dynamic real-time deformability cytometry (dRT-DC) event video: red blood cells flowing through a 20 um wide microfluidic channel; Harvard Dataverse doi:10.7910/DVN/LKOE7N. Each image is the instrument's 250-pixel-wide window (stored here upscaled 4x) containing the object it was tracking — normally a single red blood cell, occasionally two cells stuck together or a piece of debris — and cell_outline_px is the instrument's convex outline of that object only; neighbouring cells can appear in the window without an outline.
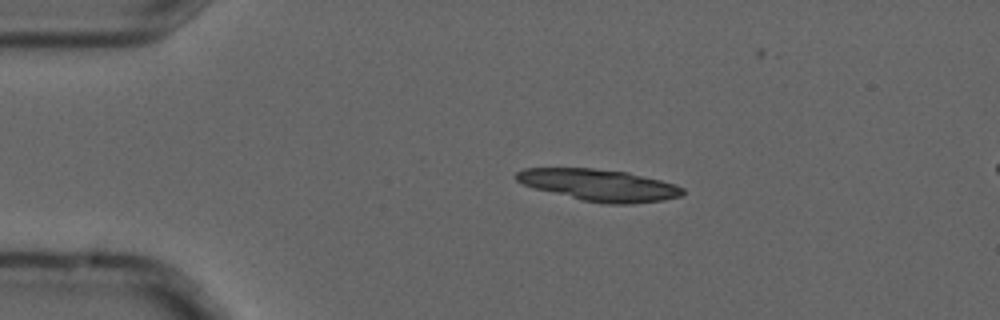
{"species": "common noctule bat (a hibernating species)", "species_latin": "Nyctalus noctula", "temperature_condition": "cold", "stored_images_in_passage": 5, "segment_of_instrument_passage": [1, 2], "camera_frame_rate_fps": 3000, "um_per_image_px": 0.085, "animal": {"sex": "male", "forearm_length_mm": 52.5}, "frame": {"image": 1, "passage_image": 3, "time_ms": 0.667, "image_size_px": [1000, 320], "cell_outline_px": [[684, 196], [664, 200], [632, 204], [608, 204], [584, 200], [536, 188], [524, 184], [516, 180], [516, 172], [524, 168], [592, 168], [628, 172], [676, 184], [684, 188]], "centroid_in_image_um": [51.0, 15.73], "position_along_channel_um": 34.0, "area_um2": 30.58}}